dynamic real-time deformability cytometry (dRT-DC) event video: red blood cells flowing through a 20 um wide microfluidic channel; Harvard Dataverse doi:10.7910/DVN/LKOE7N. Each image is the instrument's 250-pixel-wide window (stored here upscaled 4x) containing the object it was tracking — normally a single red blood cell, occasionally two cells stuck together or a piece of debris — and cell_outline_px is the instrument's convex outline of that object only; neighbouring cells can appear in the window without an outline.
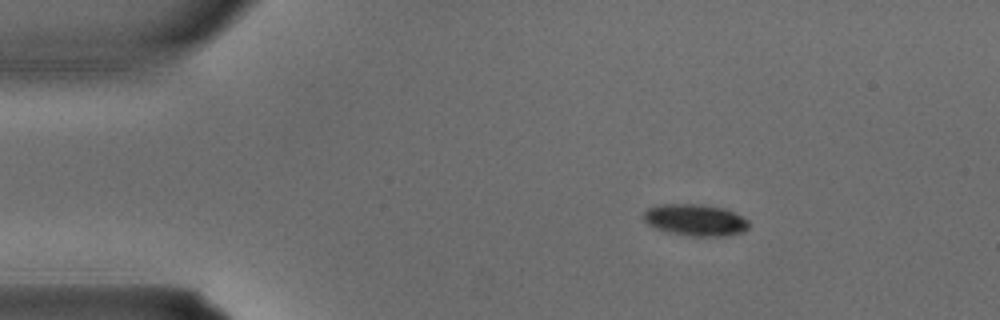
{"species": "common noctule bat (a hibernating species)", "species_latin": "Nyctalus noctula", "temperature_condition": "warm", "stored_images_in_passage": 2, "camera_frame_rate_fps": 3000, "um_per_image_px": 0.085, "animal": {"sex": "male", "body_mass_g": 15.6}, "frame": {"image": 1, "passage_image": 1, "time_ms": 0.0, "image_size_px": [1000, 320], "cell_outline_px": [[748, 228], [744, 232], [728, 236], [692, 236], [668, 232], [656, 228], [648, 224], [644, 220], [644, 212], [648, 208], [656, 204], [704, 204], [724, 208], [748, 220]], "centroid_in_image_um": [59.1, 18.69], "position_along_channel_um": 25.9, "area_um2": 19.48}}
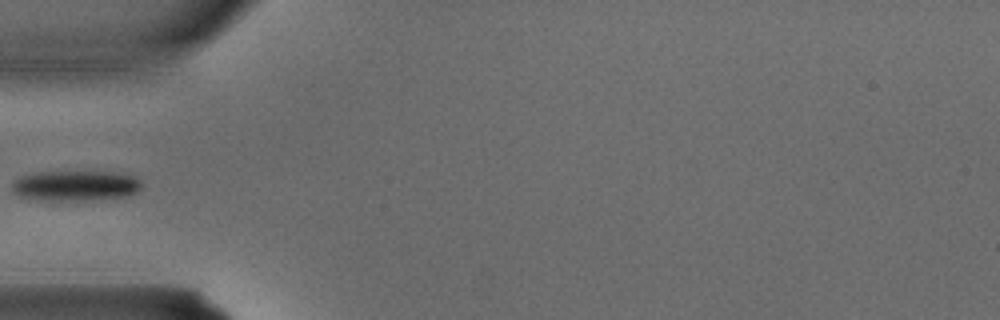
{"frame": {"image": 2, "passage_image": 2, "time_ms": 0.333, "image_size_px": [1000, 320], "cell_outline_px": [[140, 188], [136, 192], [124, 196], [80, 200], [36, 200], [20, 196], [12, 188], [12, 184], [20, 176], [36, 172], [124, 172], [136, 176], [140, 180]], "centroid_in_image_um": [6.43, 15.76], "position_along_channel_um": 78.6, "area_um2": 22.72}}